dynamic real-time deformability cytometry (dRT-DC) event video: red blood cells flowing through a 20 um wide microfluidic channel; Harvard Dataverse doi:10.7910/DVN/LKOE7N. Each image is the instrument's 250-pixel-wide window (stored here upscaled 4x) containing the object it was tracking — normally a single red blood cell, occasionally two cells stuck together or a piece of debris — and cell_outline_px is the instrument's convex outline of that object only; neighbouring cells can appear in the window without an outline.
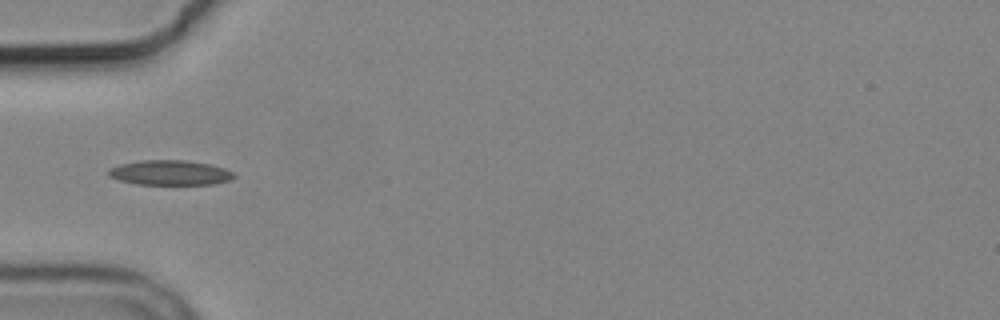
{"species": "common noctule bat (a hibernating species)", "species_latin": "Nyctalus noctula", "temperature_condition": "cold", "stored_images_in_passage": 1, "camera_frame_rate_fps": 3000, "um_per_image_px": 0.085, "animal": {"sex": "male", "body_mass_g": 19.2, "forearm_length_mm": 51.8}, "frame": {"image": 1, "passage_image": 1, "time_ms": 0.0, "image_size_px": [1000, 320], "cell_outline_px": [[236, 176], [228, 180], [212, 184], [136, 184], [120, 180], [108, 176], [108, 168], [120, 164], [140, 160], [184, 160], [208, 164], [224, 168], [232, 172]], "centroid_in_image_um": [14.4, 14.67], "position_along_channel_um": 70.6, "area_um2": 18.03}}